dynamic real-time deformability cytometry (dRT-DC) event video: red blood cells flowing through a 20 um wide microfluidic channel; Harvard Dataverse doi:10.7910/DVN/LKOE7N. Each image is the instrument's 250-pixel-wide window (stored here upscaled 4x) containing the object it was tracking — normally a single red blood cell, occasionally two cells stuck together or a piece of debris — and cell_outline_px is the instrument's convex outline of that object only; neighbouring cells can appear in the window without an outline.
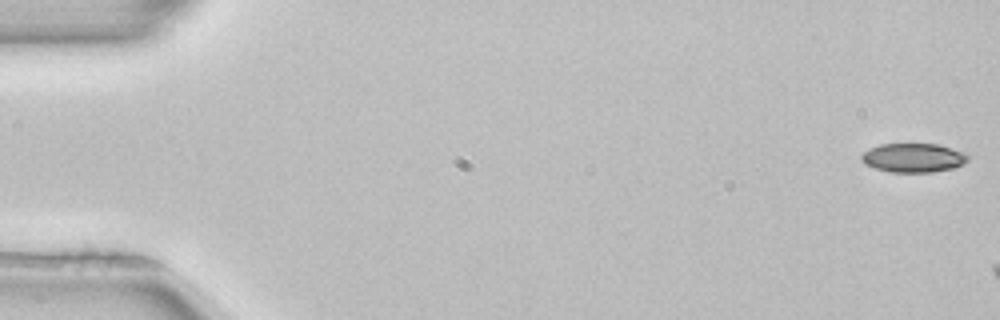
{"species": "common noctule bat (a hibernating species)", "species_latin": "Nyctalus noctula", "temperature_condition": "room temperature", "stored_images_in_passage": 4, "camera_frame_rate_fps": 3000, "um_per_image_px": 0.085, "animal": {"sex": "female", "body_mass_g": 22.7, "forearm_length_mm": 54.2}, "frame": {"image": 1, "passage_image": 1, "time_ms": 0.0, "image_size_px": [1000, 320], "cell_outline_px": [[968, 160], [964, 164], [952, 168], [932, 172], [892, 172], [876, 168], [864, 164], [860, 160], [860, 156], [864, 152], [880, 144], [936, 144], [964, 152], [968, 156]], "centroid_in_image_um": [77.62, 13.41], "position_along_channel_um": 7.4, "area_um2": 17.86}}